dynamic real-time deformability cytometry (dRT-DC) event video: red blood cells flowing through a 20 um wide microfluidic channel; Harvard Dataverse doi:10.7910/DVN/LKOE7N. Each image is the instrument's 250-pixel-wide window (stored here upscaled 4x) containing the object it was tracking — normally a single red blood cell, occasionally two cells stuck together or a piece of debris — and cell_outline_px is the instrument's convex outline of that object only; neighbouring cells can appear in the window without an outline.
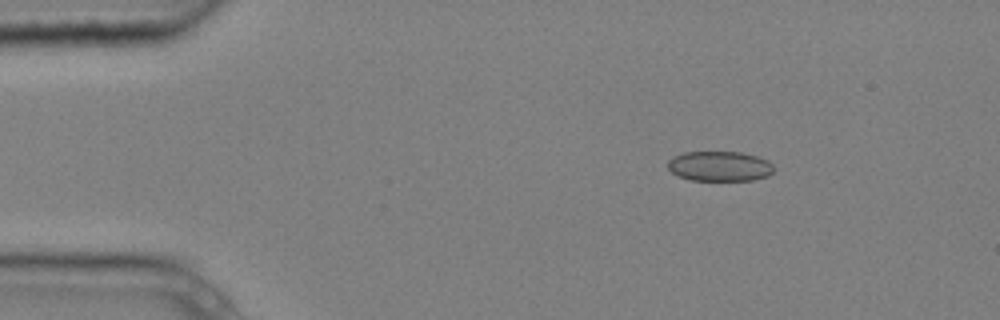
{"species": "common noctule bat (a hibernating species)", "species_latin": "Nyctalus noctula", "temperature_condition": "cold", "stored_images_in_passage": 5, "camera_frame_rate_fps": 3000, "um_per_image_px": 0.085, "animal": {"sex": "male", "body_mass_g": 20.4}, "frame": {"image": 1, "passage_image": 3, "time_ms": 0.667, "image_size_px": [1000, 320], "cell_outline_px": [[772, 172], [768, 176], [752, 180], [692, 180], [676, 176], [668, 168], [668, 160], [672, 156], [684, 152], [740, 152], [756, 156], [768, 160], [772, 164]], "centroid_in_image_um": [61.13, 14.12], "position_along_channel_um": 23.9, "area_um2": 18.55}}